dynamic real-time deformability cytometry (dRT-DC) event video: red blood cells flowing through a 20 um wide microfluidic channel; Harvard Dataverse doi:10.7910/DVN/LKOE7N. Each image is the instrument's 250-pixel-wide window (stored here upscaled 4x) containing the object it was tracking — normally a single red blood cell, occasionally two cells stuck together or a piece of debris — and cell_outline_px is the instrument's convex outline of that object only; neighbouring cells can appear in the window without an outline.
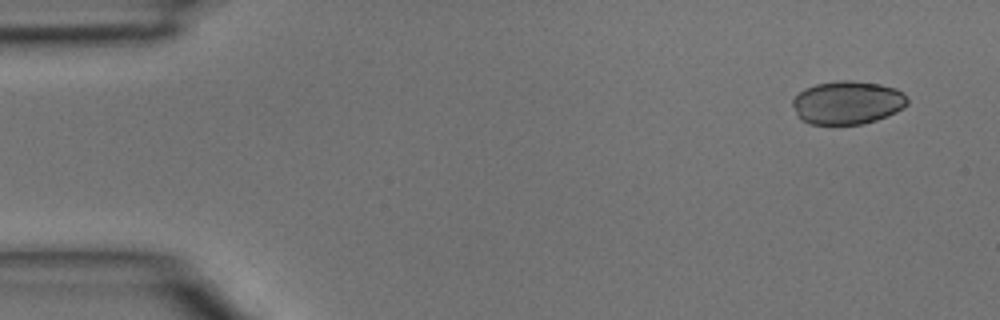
{"species": "common noctule bat (a hibernating species)", "species_latin": "Nyctalus noctula", "temperature_condition": "room temperature", "stored_images_in_passage": 4, "camera_frame_rate_fps": 3000, "um_per_image_px": 0.085, "animal": {"sex": "male", "body_mass_g": 15.6}, "frame": {"image": 1, "passage_image": 1, "time_ms": 0.0, "image_size_px": [1000, 320], "cell_outline_px": [[908, 104], [904, 108], [896, 112], [876, 120], [864, 124], [808, 124], [800, 120], [796, 116], [792, 104], [792, 100], [804, 88], [816, 84], [836, 80], [852, 80], [880, 84], [896, 88], [908, 100]], "centroid_in_image_um": [72.0, 8.72], "position_along_channel_um": 13.0, "area_um2": 29.19}}